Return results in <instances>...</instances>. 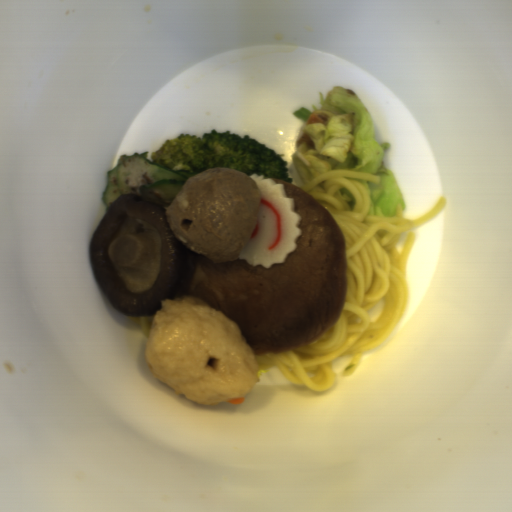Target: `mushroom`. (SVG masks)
<instances>
[{
    "label": "mushroom",
    "instance_id": "mushroom-1",
    "mask_svg": "<svg viewBox=\"0 0 512 512\" xmlns=\"http://www.w3.org/2000/svg\"><path fill=\"white\" fill-rule=\"evenodd\" d=\"M166 208L134 192L107 207L89 242L90 267L118 311L154 317L173 299L188 263L189 246L171 231Z\"/></svg>",
    "mask_w": 512,
    "mask_h": 512
}]
</instances>
